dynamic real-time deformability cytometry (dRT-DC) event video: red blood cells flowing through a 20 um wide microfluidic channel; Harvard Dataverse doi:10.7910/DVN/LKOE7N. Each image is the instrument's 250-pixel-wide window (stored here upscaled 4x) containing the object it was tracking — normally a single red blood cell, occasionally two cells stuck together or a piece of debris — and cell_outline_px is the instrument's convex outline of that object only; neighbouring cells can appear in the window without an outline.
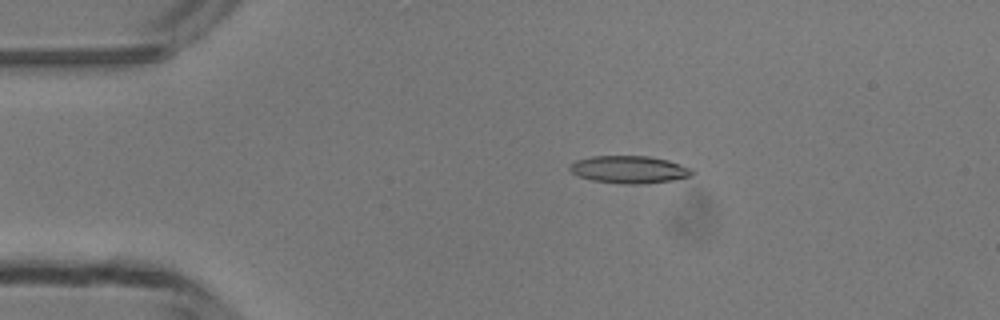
{"species": "common noctule bat (a hibernating species)", "species_latin": "Nyctalus noctula", "temperature_condition": "room temperature", "stored_images_in_passage": 49, "camera_frame_rate_fps": 3000, "um_per_image_px": 0.085, "animal": {"sex": "male", "body_mass_g": 13.3}, "frame": {"image": 1, "passage_image": 10, "time_ms": 3.0, "image_size_px": [1000, 320], "cell_outline_px": [[696, 172], [692, 176], [672, 180], [644, 184], [620, 184], [592, 180], [580, 176], [572, 172], [568, 168], [576, 160], [592, 156], [648, 156], [668, 160], [692, 168]], "centroid_in_image_um": [53.53, 14.41], "position_along_channel_um": 31.5, "area_um2": 19.65}}
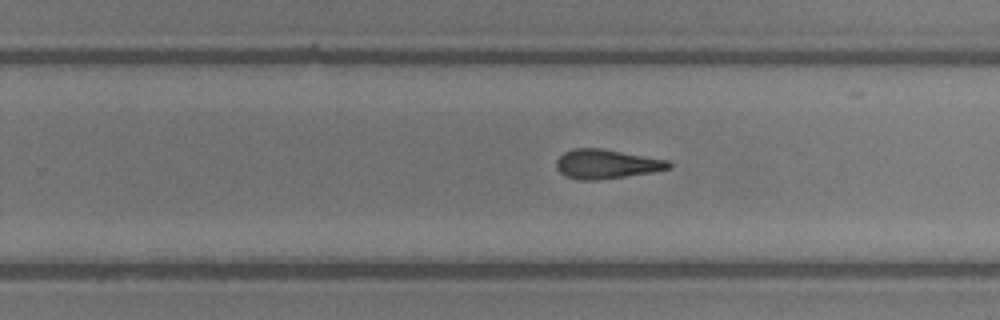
{"frame": {"image": 2, "passage_image": 31, "time_ms": 10.0, "image_size_px": [1000, 320], "cell_outline_px": [[672, 168], [652, 172], [596, 180], [580, 180], [564, 176], [556, 168], [556, 160], [564, 152], [572, 148], [600, 148], [668, 160], [672, 164]], "centroid_in_image_um": [51.52, 13.94], "position_along_channel_um": 278.3, "area_um2": 19.13}}
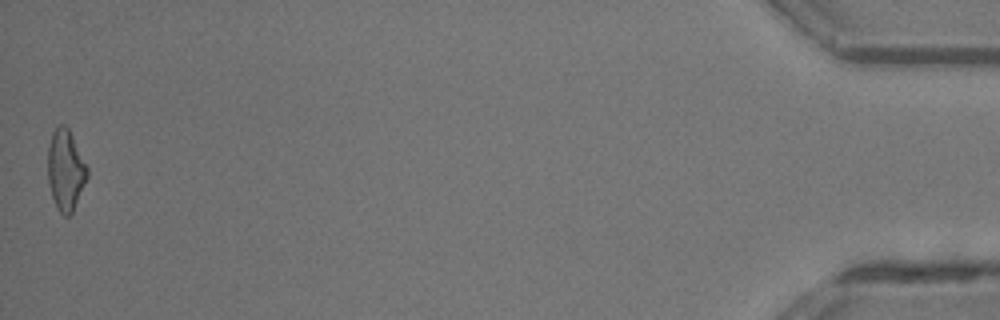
{"frame": {"image": 3, "passage_image": 49, "time_ms": 16.0, "image_size_px": [1000, 320], "cell_outline_px": [[88, 176], [72, 212], [68, 216], [64, 216], [60, 212], [52, 196], [48, 180], [48, 148], [52, 132], [60, 124], [64, 124], [68, 128], [88, 168]], "centroid_in_image_um": [5.57, 14.44], "position_along_channel_um": 429.6, "area_um2": 18.21}, "authors_computed_cell_mechanics": {"area_um2": 19.0162, "velocity_mm_per_s": 4.2174, "shape_relaxation_time_tau1_ms": null, "shape_relaxation_time_tau2_ms": 6.365, "deformation_change_tau1": null, "deformation_change_tau2": 0.1878}}